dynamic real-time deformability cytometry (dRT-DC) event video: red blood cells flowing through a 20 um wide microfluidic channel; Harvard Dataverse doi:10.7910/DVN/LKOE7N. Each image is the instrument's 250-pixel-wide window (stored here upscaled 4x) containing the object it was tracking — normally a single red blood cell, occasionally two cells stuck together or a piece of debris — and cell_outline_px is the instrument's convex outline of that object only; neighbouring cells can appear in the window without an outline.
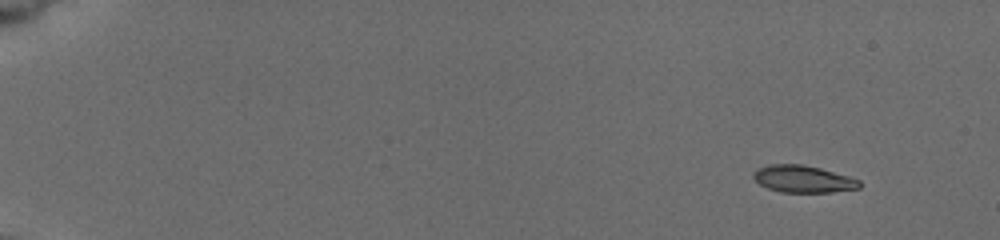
{"species": "common noctule bat (a hibernating species)", "species_latin": "Nyctalus noctula", "temperature_condition": "cold", "stored_images_in_passage": 14, "camera_frame_rate_fps": 3000, "um_per_image_px": 0.085, "animal": {"sex": "female", "body_mass_g": 19.5, "forearm_length_mm": 54.1}, "frame": {"image": 1, "passage_image": 1, "time_ms": 0.0, "image_size_px": [1000, 240], "cell_outline_px": [[860, 188], [832, 192], [780, 192], [768, 188], [760, 184], [752, 176], [752, 172], [756, 168], [768, 164], [804, 164], [820, 168], [848, 176], [860, 180]], "centroid_in_image_um": [68.23, 15.2], "position_along_channel_um": 16.8, "area_um2": 16.82}}
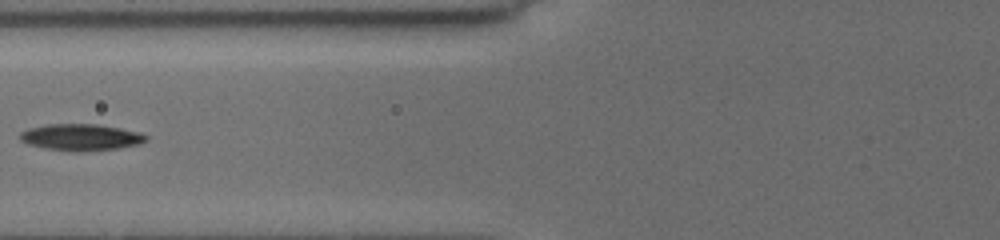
{"frame": {"image": 2, "passage_image": 12, "time_ms": 6.667, "image_size_px": [1000, 240], "cell_outline_px": [[148, 140], [136, 144], [116, 148], [80, 152], [72, 152], [44, 148], [28, 144], [20, 140], [20, 132], [28, 128], [44, 124], [96, 124], [120, 128], [140, 132], [148, 136]], "centroid_in_image_um": [6.84, 11.66], "position_along_channel_um": 119.0, "area_um2": 19.59}}
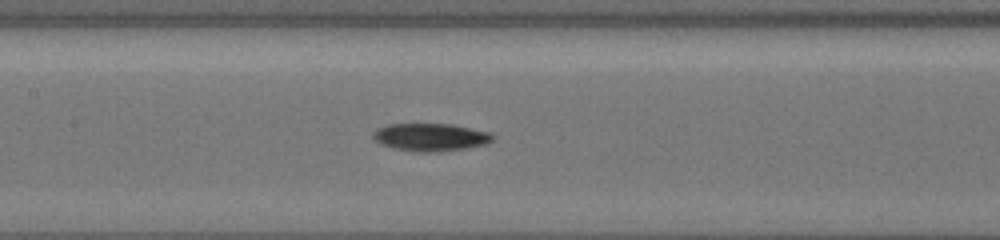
{"frame": {"image": 3, "passage_image": 14, "time_ms": 8.0, "image_size_px": [1000, 240], "cell_outline_px": [[496, 136], [492, 140], [484, 144], [468, 148], [440, 152], [420, 152], [392, 148], [380, 144], [372, 136], [372, 132], [376, 128], [388, 124], [452, 124], [488, 132]], "centroid_in_image_um": [36.57, 11.66], "position_along_channel_um": 170.8, "area_um2": 19.42}}